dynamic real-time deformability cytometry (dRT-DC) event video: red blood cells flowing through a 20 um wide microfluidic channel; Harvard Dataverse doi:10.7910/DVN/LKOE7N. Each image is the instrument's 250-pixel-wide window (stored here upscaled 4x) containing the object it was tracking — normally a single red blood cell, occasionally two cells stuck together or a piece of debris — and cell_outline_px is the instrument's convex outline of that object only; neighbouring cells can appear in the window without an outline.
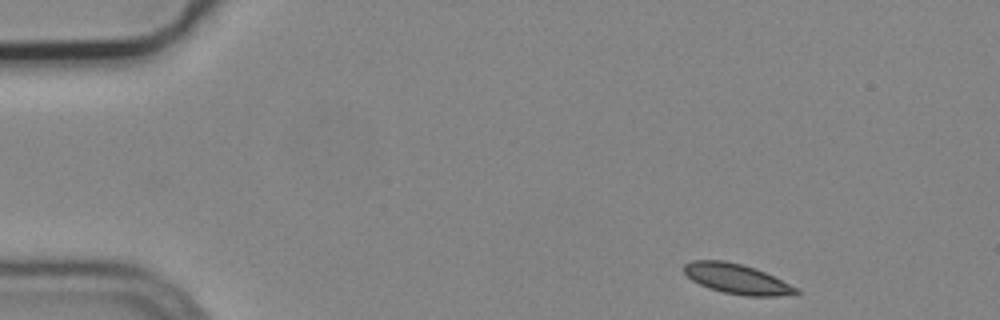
{"species": "common noctule bat (a hibernating species)", "species_latin": "Nyctalus noctula", "temperature_condition": "cold", "stored_images_in_passage": 5, "camera_frame_rate_fps": 3000, "um_per_image_px": 0.085, "animal": {"sex": "male", "body_mass_g": 19.2, "forearm_length_mm": 51.8}, "frame": {"image": 1, "passage_image": 1, "time_ms": 0.0, "image_size_px": [1000, 320], "cell_outline_px": [[800, 292], [796, 296], [744, 296], [724, 292], [708, 288], [692, 280], [684, 272], [684, 264], [692, 260], [724, 260], [756, 268], [796, 288]], "centroid_in_image_um": [62.63, 23.71], "position_along_channel_um": 22.4, "area_um2": 19.48}}
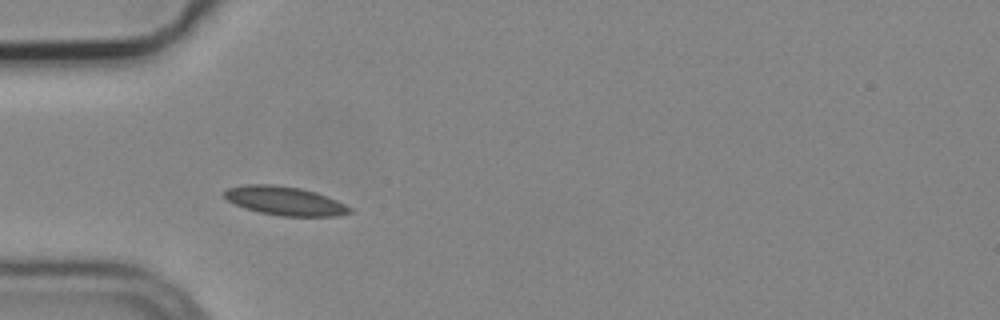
{"frame": {"image": 2, "passage_image": 4, "time_ms": 1.0, "image_size_px": [1000, 320], "cell_outline_px": [[352, 212], [336, 216], [280, 216], [260, 212], [244, 208], [228, 200], [224, 196], [224, 192], [228, 188], [244, 184], [276, 184], [300, 188], [316, 192], [328, 196], [352, 208]], "centroid_in_image_um": [24.22, 17.07], "position_along_channel_um": 60.8, "area_um2": 21.04}}
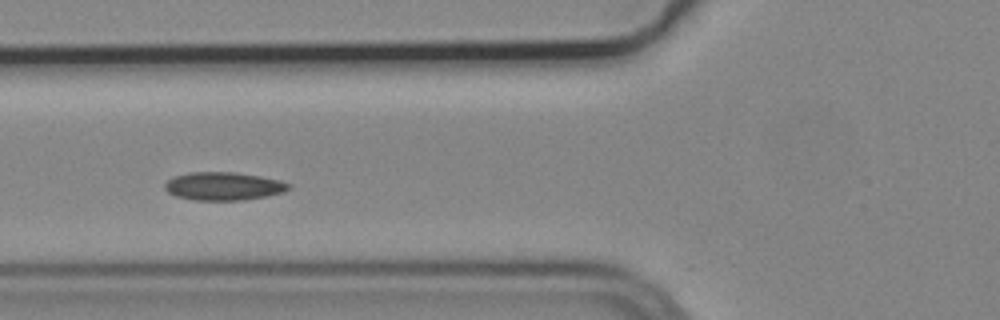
{"frame": {"image": 3, "passage_image": 5, "time_ms": 1.333, "image_size_px": [1000, 320], "cell_outline_px": [[292, 188], [284, 192], [244, 200], [196, 200], [176, 196], [168, 192], [164, 188], [164, 184], [172, 176], [188, 172], [236, 172], [260, 176], [280, 180], [292, 184]], "centroid_in_image_um": [19.01, 15.81], "position_along_channel_um": 106.8, "area_um2": 20.46}}